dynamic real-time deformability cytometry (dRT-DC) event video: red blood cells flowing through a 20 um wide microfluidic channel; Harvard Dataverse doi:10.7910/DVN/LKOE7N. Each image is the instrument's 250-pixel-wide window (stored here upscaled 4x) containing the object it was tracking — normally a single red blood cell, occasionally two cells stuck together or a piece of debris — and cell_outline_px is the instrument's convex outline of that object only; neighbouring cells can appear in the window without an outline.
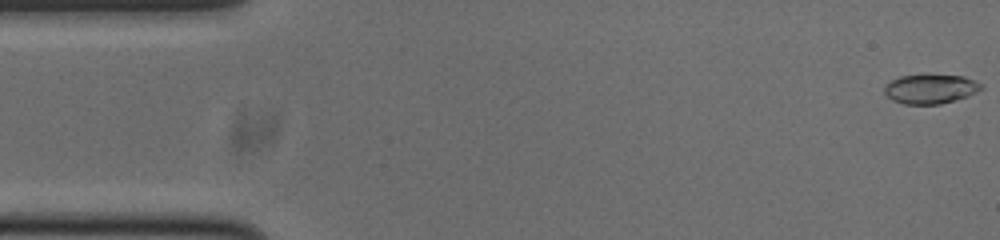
{"species": "common noctule bat (a hibernating species)", "species_latin": "Nyctalus noctula", "temperature_condition": "cold", "stored_images_in_passage": 53, "camera_frame_rate_fps": 3000, "um_per_image_px": 0.085, "animal": {"sex": "male", "body_mass_g": 20.0, "forearm_length_mm": 53.3}, "frame": {"image": 1, "passage_image": 1, "time_ms": 0.0, "image_size_px": [1000, 240], "cell_outline_px": [[984, 88], [968, 96], [940, 104], [904, 104], [892, 100], [884, 92], [884, 88], [892, 80], [900, 76], [924, 72], [928, 72], [964, 76], [984, 84]], "centroid_in_image_um": [79.12, 7.51], "position_along_channel_um": 5.9, "area_um2": 17.22}}
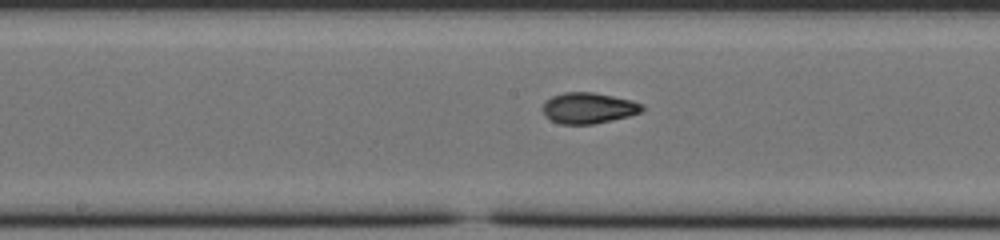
{"frame": {"image": 2, "passage_image": 26, "time_ms": 8.333, "image_size_px": [1000, 240], "cell_outline_px": [[644, 108], [640, 112], [628, 116], [592, 124], [560, 124], [544, 116], [540, 108], [552, 96], [564, 92], [592, 92], [632, 100], [644, 104]], "centroid_in_image_um": [49.99, 9.18], "position_along_channel_um": 198.2, "area_um2": 17.86}}
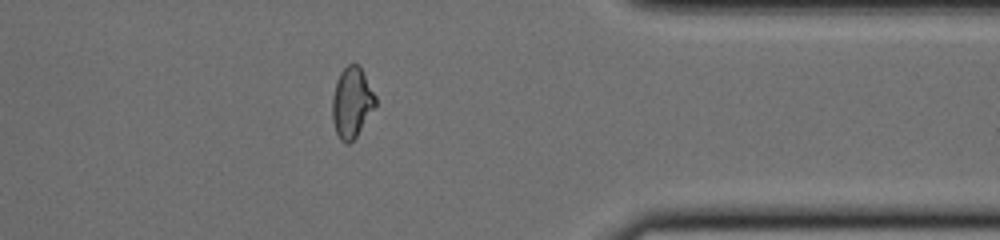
{"frame": {"image": 3, "passage_image": 42, "time_ms": 13.667, "image_size_px": [1000, 240], "cell_outline_px": [[376, 108], [356, 136], [348, 144], [344, 144], [340, 140], [336, 132], [332, 120], [332, 96], [336, 80], [340, 72], [348, 64], [360, 64], [376, 96]], "centroid_in_image_um": [29.91, 8.7], "position_along_channel_um": 381.5, "area_um2": 18.09}, "authors_computed_cell_mechanics": {"area_um2": 17.6868, "velocity_mm_per_s": 3.7922, "shape_relaxation_time_tau1_ms": null, "shape_relaxation_time_tau2_ms": 1.7713, "deformation_change_tau1": null, "deformation_change_tau2": 0.0709}}